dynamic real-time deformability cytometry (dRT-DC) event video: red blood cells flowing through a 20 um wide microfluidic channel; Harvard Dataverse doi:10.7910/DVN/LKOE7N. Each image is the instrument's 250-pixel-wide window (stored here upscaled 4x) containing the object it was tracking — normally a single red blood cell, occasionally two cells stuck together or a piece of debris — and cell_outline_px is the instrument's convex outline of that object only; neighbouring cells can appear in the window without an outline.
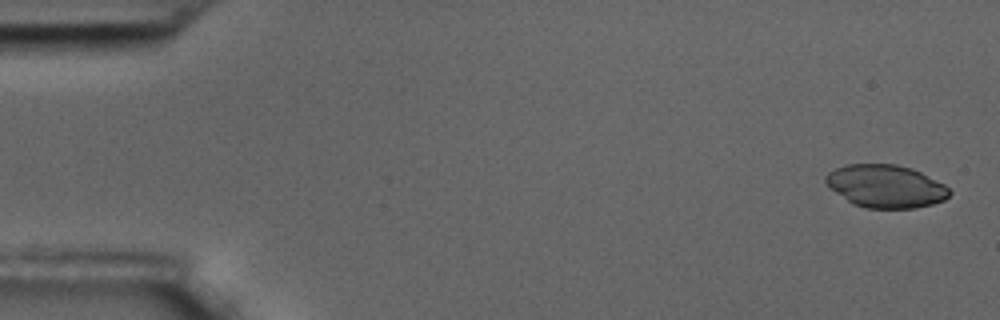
{"species": "common noctule bat (a hibernating species)", "species_latin": "Nyctalus noctula", "temperature_condition": "room temperature", "stored_images_in_passage": 6, "camera_frame_rate_fps": 3000, "um_per_image_px": 0.085, "animal": {"sex": "male", "body_mass_g": 17.5, "forearm_length_mm": 52.3}, "frame": {"image": 1, "passage_image": 1, "time_ms": 0.0, "image_size_px": [1000, 320], "cell_outline_px": [[952, 192], [944, 200], [932, 204], [916, 208], [864, 208], [852, 204], [836, 192], [824, 180], [824, 176], [828, 172], [836, 168], [848, 164], [896, 164], [912, 168], [944, 184]], "centroid_in_image_um": [75.29, 15.83], "position_along_channel_um": 9.7, "area_um2": 30.81}}